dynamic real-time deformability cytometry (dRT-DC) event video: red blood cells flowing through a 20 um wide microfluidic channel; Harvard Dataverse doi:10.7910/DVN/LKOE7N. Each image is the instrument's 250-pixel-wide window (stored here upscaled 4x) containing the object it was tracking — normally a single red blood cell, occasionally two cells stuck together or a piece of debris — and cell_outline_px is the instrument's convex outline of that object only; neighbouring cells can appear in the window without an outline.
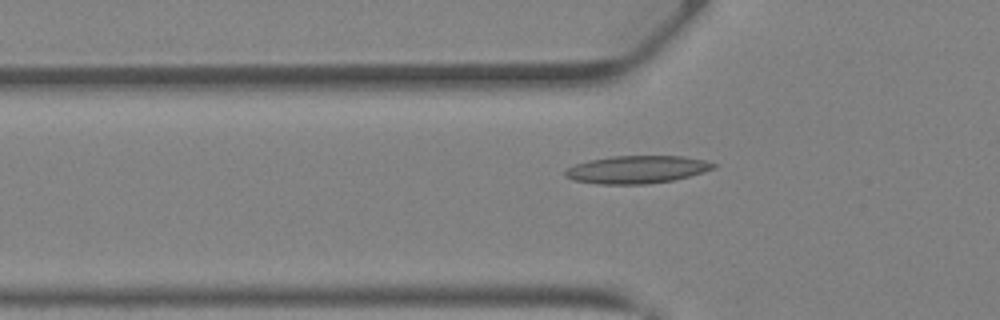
{"species": "Egyptian fruit bat (a non-hibernating species)", "species_latin": "Rousettus aegyptiacus", "temperature_condition": "warm", "stored_images_in_passage": 31, "camera_frame_rate_fps": 3000, "um_per_image_px": 0.085, "animal": {"sex": "female"}, "frame": {"image": 1, "passage_image": 4, "time_ms": 1.0, "image_size_px": [1000, 320], "cell_outline_px": [[716, 164], [712, 168], [704, 172], [672, 180], [648, 184], [596, 184], [572, 180], [564, 176], [564, 172], [568, 168], [576, 164], [588, 160], [612, 156], [684, 156], [704, 160]], "centroid_in_image_um": [54.09, 14.41], "position_along_channel_um": 71.7, "area_um2": 23.87}}
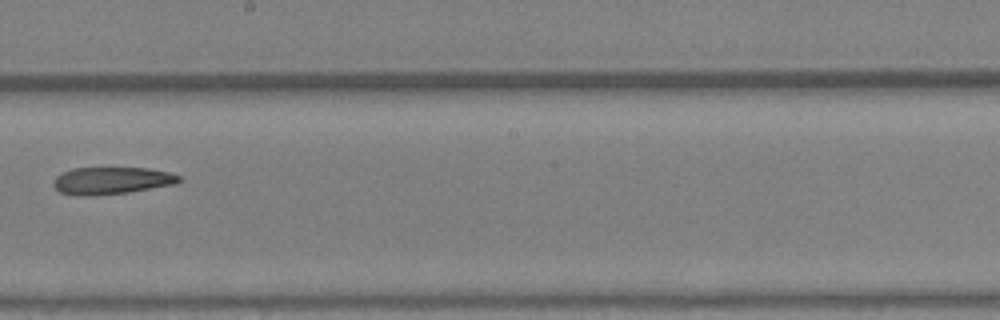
{"frame": {"image": 2, "passage_image": 14, "time_ms": 4.333, "image_size_px": [1000, 320], "cell_outline_px": [[184, 180], [176, 184], [128, 192], [96, 196], [76, 196], [60, 192], [52, 184], [56, 176], [72, 168], [148, 168], [168, 172], [180, 176]], "centroid_in_image_um": [9.49, 15.36], "position_along_channel_um": 238.7, "area_um2": 20.06}}
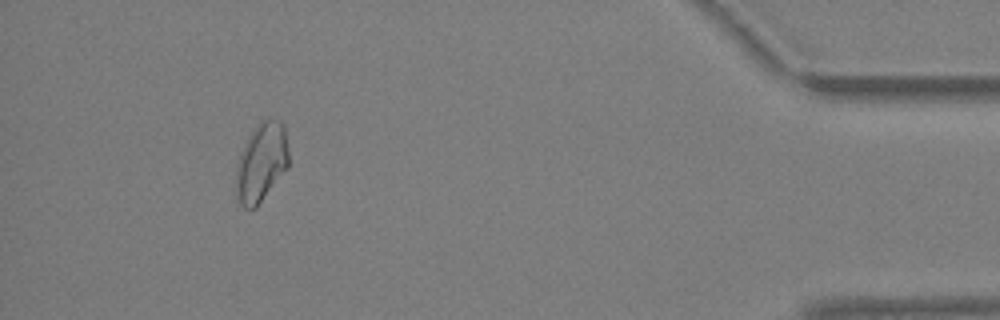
{"frame": {"image": 3, "passage_image": 28, "time_ms": 9.0, "image_size_px": [1000, 320], "cell_outline_px": [[288, 168], [256, 208], [244, 208], [240, 204], [236, 196], [236, 164], [240, 152], [248, 136], [260, 120], [268, 116], [280, 120], [284, 124], [288, 148]], "centroid_in_image_um": [22.22, 13.77], "position_along_channel_um": 413.0, "area_um2": 24.74}}